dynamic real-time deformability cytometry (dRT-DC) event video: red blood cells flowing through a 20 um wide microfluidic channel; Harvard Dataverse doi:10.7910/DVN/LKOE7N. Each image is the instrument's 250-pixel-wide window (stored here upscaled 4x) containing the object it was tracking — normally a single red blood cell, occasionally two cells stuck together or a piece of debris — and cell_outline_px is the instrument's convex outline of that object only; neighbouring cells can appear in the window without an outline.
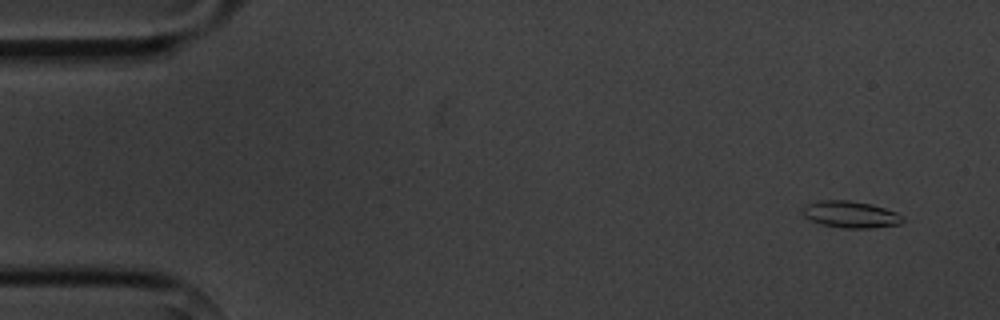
{"species": "common noctule bat (a hibernating species)", "species_latin": "Nyctalus noctula", "temperature_condition": "cold", "stored_images_in_passage": 5, "camera_frame_rate_fps": 3000, "um_per_image_px": 0.085, "animal": {"sex": "male", "body_mass_g": 20.1, "forearm_length_mm": 53.5}, "frame": {"image": 1, "passage_image": 1, "time_ms": 0.0, "image_size_px": [1000, 320], "cell_outline_px": [[904, 220], [900, 224], [868, 228], [844, 228], [824, 224], [812, 220], [804, 216], [800, 208], [804, 204], [820, 200], [848, 200], [872, 204], [896, 212], [904, 216]], "centroid_in_image_um": [72.29, 18.21], "position_along_channel_um": 12.7, "area_um2": 15.61}}